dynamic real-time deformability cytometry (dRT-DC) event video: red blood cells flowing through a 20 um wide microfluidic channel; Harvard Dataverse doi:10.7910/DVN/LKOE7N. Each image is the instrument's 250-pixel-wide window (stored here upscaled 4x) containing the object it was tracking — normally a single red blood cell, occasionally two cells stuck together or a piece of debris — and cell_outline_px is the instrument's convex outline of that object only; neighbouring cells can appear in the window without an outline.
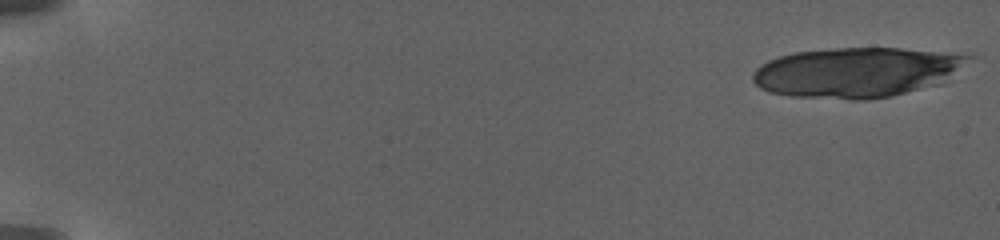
{"species": "human", "species_latin": "Homo sapiens", "temperature_condition": "warm", "stored_images_in_passage": 15, "camera_frame_rate_fps": 3000, "um_per_image_px": 0.085, "donor": {"sex": "female"}, "frame": {"image": 1, "passage_image": 1, "time_ms": 0.0, "image_size_px": [1000, 240], "cell_outline_px": [[976, 56], [940, 84], [888, 96], [792, 96], [772, 92], [760, 88], [752, 80], [752, 76], [756, 68], [760, 64], [768, 60], [792, 52], [836, 48], [900, 48], [972, 52]], "centroid_in_image_um": [72.92, 6.06], "position_along_channel_um": 12.1, "area_um2": 61.9}}